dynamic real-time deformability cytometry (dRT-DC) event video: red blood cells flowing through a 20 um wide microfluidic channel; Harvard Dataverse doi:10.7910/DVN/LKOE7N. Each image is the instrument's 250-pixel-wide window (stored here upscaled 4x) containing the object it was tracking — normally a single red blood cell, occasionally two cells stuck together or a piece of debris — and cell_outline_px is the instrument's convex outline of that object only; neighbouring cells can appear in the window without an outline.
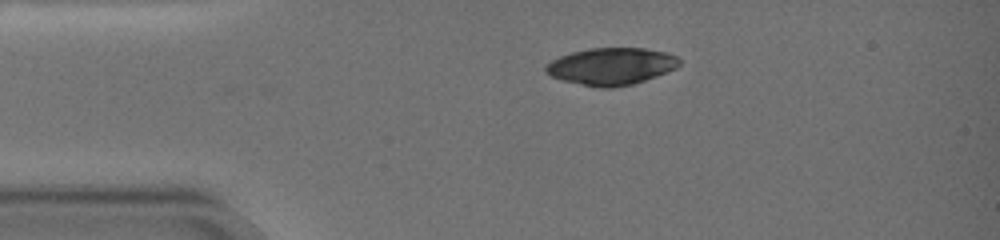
{"species": "common noctule bat (a hibernating species)", "species_latin": "Nyctalus noctula", "temperature_condition": "warm", "stored_images_in_passage": 2, "camera_frame_rate_fps": 3000, "um_per_image_px": 0.085, "animal": {"sex": "female", "body_mass_g": 19.0, "forearm_length_mm": 51.5}, "frame": {"image": 1, "passage_image": 1, "time_ms": 0.0, "image_size_px": [1000, 240], "cell_outline_px": [[680, 64], [676, 68], [656, 76], [632, 84], [612, 88], [600, 88], [580, 84], [564, 80], [552, 76], [544, 72], [544, 68], [552, 60], [560, 56], [572, 52], [588, 48], [644, 48], [668, 52], [676, 56], [680, 60]], "centroid_in_image_um": [51.97, 5.63], "position_along_channel_um": 33.0, "area_um2": 28.78}}